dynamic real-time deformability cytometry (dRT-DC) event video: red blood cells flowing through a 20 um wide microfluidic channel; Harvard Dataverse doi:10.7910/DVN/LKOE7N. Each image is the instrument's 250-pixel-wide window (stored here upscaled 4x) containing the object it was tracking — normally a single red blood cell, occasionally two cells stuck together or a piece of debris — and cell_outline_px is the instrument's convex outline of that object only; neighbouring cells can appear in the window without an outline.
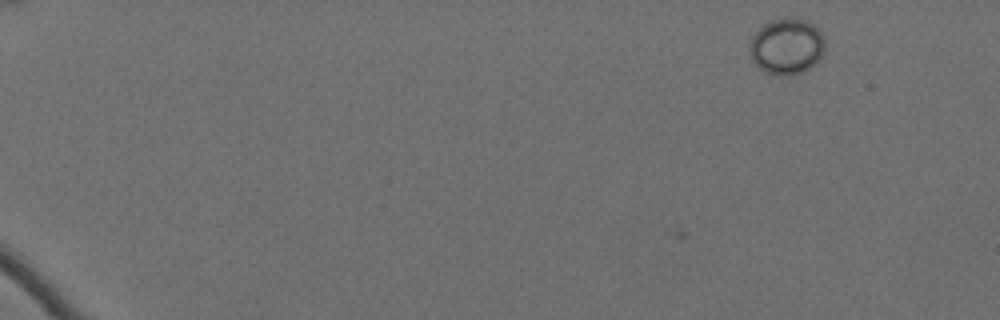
{"species": "Egyptian fruit bat (a non-hibernating species)", "species_latin": "Rousettus aegyptiacus", "temperature_condition": "cold", "stored_images_in_passage": 2, "camera_frame_rate_fps": 3000, "um_per_image_px": 0.085, "animal": {"sex": "female"}, "frame": {"image": 1, "passage_image": 2, "time_ms": 0.333, "image_size_px": [1000, 320], "cell_outline_px": [[824, 52], [804, 72], [788, 76], [768, 72], [760, 68], [752, 60], [748, 48], [752, 36], [764, 24], [772, 20], [788, 16], [792, 16], [804, 20], [812, 24], [824, 36]], "centroid_in_image_um": [66.85, 3.91], "position_along_channel_um": 18.2, "area_um2": 24.45}}